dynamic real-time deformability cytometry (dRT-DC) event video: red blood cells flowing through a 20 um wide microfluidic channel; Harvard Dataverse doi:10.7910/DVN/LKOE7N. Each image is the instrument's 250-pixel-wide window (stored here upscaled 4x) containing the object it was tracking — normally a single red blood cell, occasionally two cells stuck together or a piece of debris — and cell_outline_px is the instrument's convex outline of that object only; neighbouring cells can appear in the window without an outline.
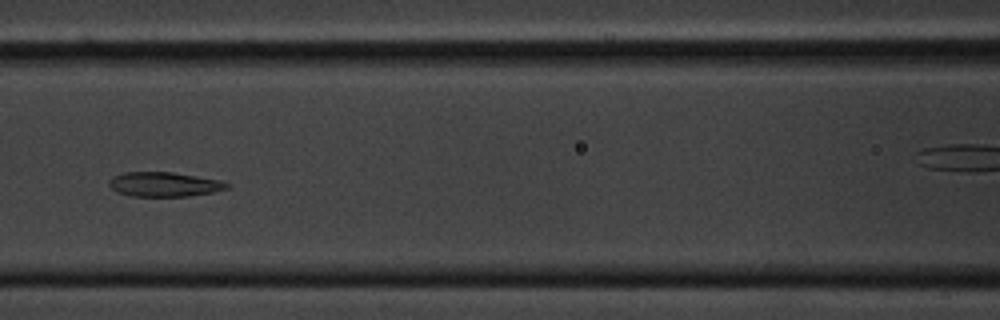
{"species": "common noctule bat (a hibernating species)", "species_latin": "Nyctalus noctula", "temperature_condition": "cold", "stored_images_in_passage": 32, "camera_frame_rate_fps": 3000, "um_per_image_px": 0.085, "animal": {"sex": "male", "body_mass_g": 20.1, "forearm_length_mm": 53.5}, "frame": {"image": 1, "passage_image": 11, "time_ms": 3.333, "image_size_px": [1000, 320], "cell_outline_px": [[228, 188], [212, 192], [188, 196], [132, 196], [116, 192], [108, 184], [108, 180], [112, 176], [124, 172], [172, 172], [220, 180], [228, 184]], "centroid_in_image_um": [13.9, 15.66], "position_along_channel_um": 152.7, "area_um2": 16.76}}
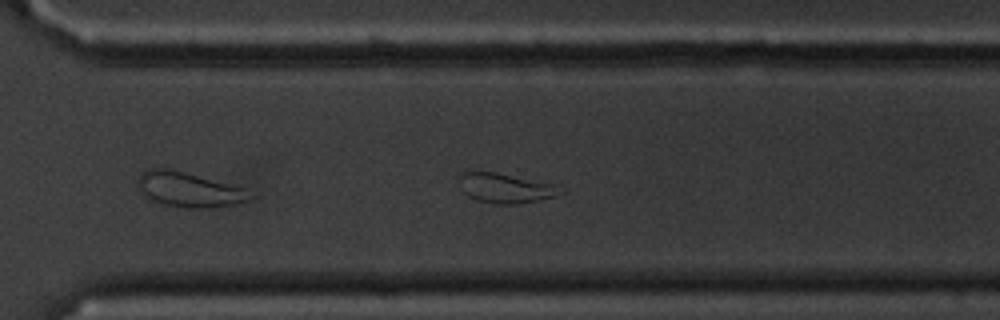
{"frame": {"image": 2, "passage_image": 26, "time_ms": 8.333, "image_size_px": [1000, 320], "cell_outline_px": [[564, 192], [556, 196], [540, 200], [516, 204], [496, 204], [476, 200], [468, 196], [464, 192], [460, 176], [460, 172], [464, 168], [496, 172], [552, 184]], "centroid_in_image_um": [42.88, 15.96], "position_along_channel_um": 327.7, "area_um2": 17.63}}
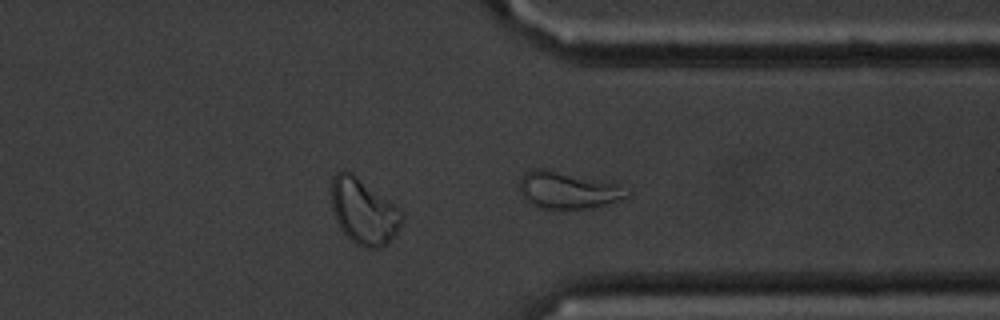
{"frame": {"image": 3, "passage_image": 29, "time_ms": 9.333, "image_size_px": [1000, 320], "cell_outline_px": [[628, 196], [592, 208], [536, 208], [528, 204], [524, 200], [520, 192], [520, 176], [524, 172], [532, 168], [544, 168], [600, 180], [616, 184]], "centroid_in_image_um": [48.1, 16.15], "position_along_channel_um": 363.3, "area_um2": 22.77}, "authors_computed_cell_mechanics": {"area_um2": 17.1955, "velocity_mm_per_s": 3.5122, "shape_relaxation_time_tau1_ms": null, "shape_relaxation_time_tau2_ms": 3.466, "deformation_change_tau1": null, "deformation_change_tau2": 0.1092}}